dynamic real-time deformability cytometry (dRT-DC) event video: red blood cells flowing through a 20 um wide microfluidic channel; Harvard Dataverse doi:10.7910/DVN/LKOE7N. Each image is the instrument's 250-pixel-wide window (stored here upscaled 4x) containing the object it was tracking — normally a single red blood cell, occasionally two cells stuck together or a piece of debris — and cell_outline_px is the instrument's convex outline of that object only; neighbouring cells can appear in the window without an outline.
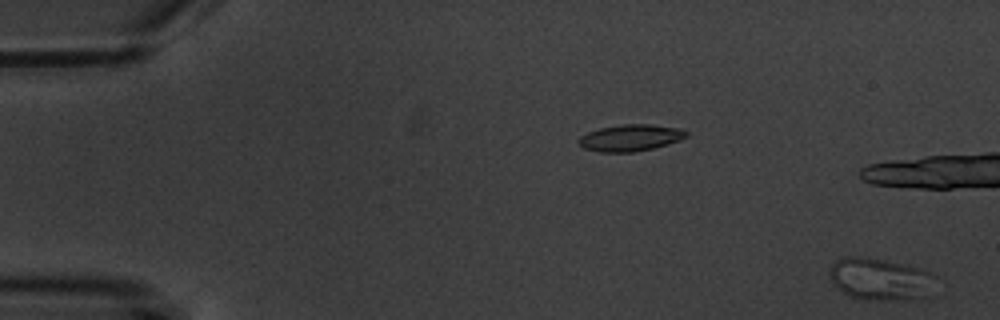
{"species": "common noctule bat (a hibernating species)", "species_latin": "Nyctalus noctula", "temperature_condition": "warm", "stored_images_in_passage": 4, "camera_frame_rate_fps": 3000, "um_per_image_px": 0.085, "animal": {"sex": "male", "body_mass_g": 20.1, "forearm_length_mm": 53.5}, "frame": {"image": 1, "passage_image": 4, "time_ms": 3.333, "image_size_px": [1000, 320], "cell_outline_px": [[936, 276], [908, 300], [868, 300], [848, 296], [836, 288], [832, 280], [832, 264], [836, 260], [844, 256], [864, 256], [904, 264], [928, 272]], "centroid_in_image_um": [74.6, 23.68], "position_along_channel_um": 10.4, "area_um2": 24.62}}